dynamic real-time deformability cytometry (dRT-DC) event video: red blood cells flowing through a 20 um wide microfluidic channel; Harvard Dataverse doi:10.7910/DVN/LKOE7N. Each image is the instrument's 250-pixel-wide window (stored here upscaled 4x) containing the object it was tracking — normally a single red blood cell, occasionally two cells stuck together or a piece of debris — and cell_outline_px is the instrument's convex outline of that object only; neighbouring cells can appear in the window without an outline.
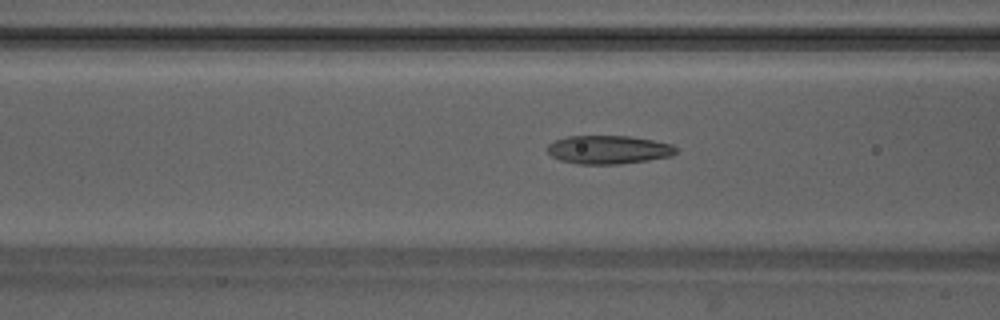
{"species": "Egyptian fruit bat (a non-hibernating species)", "species_latin": "Rousettus aegyptiacus", "temperature_condition": "warm", "stored_images_in_passage": 47, "camera_frame_rate_fps": 3000, "um_per_image_px": 0.085, "animal": {"sex": "male"}, "frame": {"image": 1, "passage_image": 20, "time_ms": 6.333, "image_size_px": [1000, 320], "cell_outline_px": [[676, 152], [672, 156], [648, 160], [620, 164], [580, 164], [560, 160], [552, 156], [548, 152], [548, 144], [556, 140], [568, 136], [628, 136], [652, 140], [672, 144], [676, 148]], "centroid_in_image_um": [51.73, 12.72], "position_along_channel_um": 114.9, "area_um2": 21.21}}
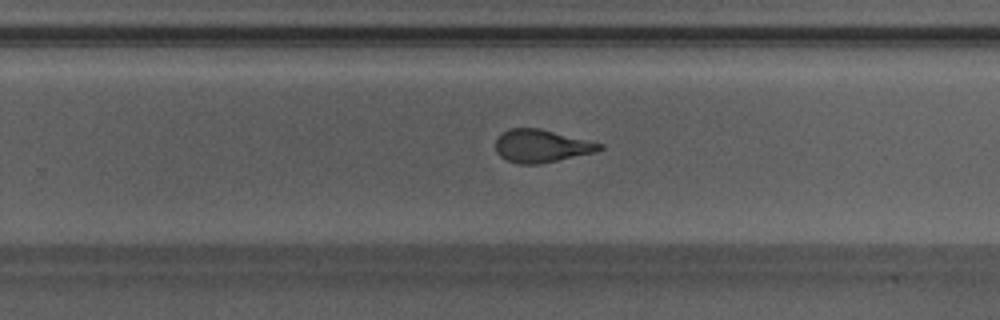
{"frame": {"image": 2, "passage_image": 32, "time_ms": 10.333, "image_size_px": [1000, 320], "cell_outline_px": [[604, 148], [596, 152], [540, 164], [520, 164], [508, 160], [500, 156], [496, 152], [496, 136], [508, 128], [540, 128], [604, 144]], "centroid_in_image_um": [46.02, 12.4], "position_along_channel_um": 283.8, "area_um2": 20.0}}
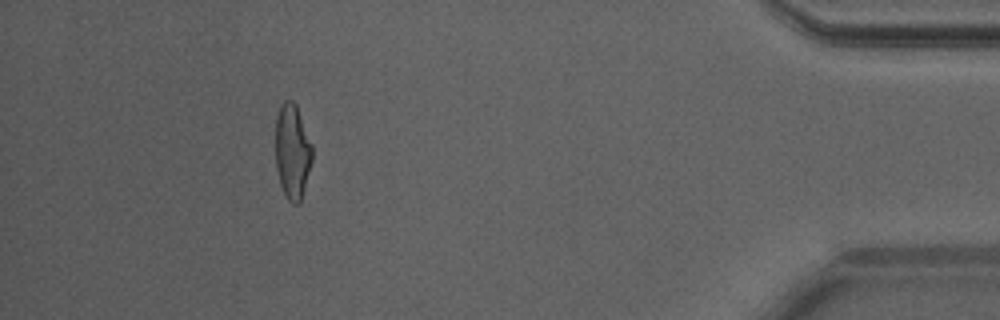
{"frame": {"image": 3, "passage_image": 45, "time_ms": 14.667, "image_size_px": [1000, 320], "cell_outline_px": [[312, 160], [300, 204], [292, 204], [288, 200], [280, 184], [276, 168], [276, 116], [280, 104], [284, 100], [292, 100], [296, 104], [312, 144]], "centroid_in_image_um": [24.85, 12.86], "position_along_channel_um": 410.4, "area_um2": 20.4}, "authors_computed_cell_mechanics": {"area_um2": 20.9236, "velocity_mm_per_s": 4.2262, "shape_relaxation_time_tau1_ms": 4.2462, "shape_relaxation_time_tau2_ms": 1.3827, "deformation_change_tau1": 0.1635, "deformation_change_tau2": 0.0931}}